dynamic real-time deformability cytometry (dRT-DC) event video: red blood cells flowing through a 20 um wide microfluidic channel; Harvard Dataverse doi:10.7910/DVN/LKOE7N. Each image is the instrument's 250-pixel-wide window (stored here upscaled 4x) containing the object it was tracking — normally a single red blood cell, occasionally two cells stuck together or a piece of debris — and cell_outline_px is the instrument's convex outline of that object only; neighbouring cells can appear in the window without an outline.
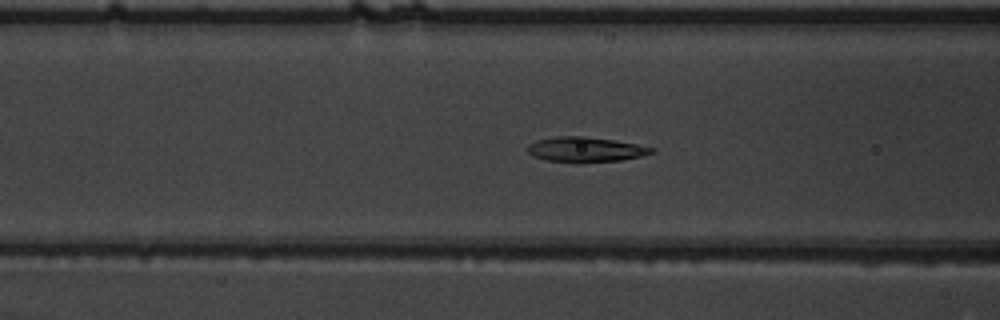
{"species": "common noctule bat (a hibernating species)", "species_latin": "Nyctalus noctula", "temperature_condition": "warm", "stored_images_in_passage": 38, "camera_frame_rate_fps": 3000, "um_per_image_px": 0.085, "animal": {"sex": "male", "body_mass_g": 19.5, "forearm_length_mm": 54.6}, "frame": {"image": 1, "passage_image": 6, "time_ms": 1.667, "image_size_px": [1000, 320], "cell_outline_px": [[656, 152], [640, 156], [620, 160], [576, 164], [548, 160], [532, 156], [528, 152], [528, 144], [536, 140], [556, 136], [584, 136], [612, 140], [636, 144], [656, 148]], "centroid_in_image_um": [49.75, 12.72], "position_along_channel_um": 116.8, "area_um2": 18.32}}
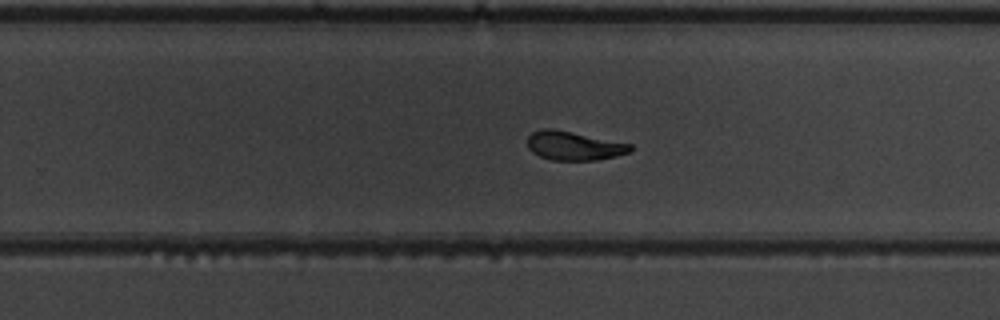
{"frame": {"image": 2, "passage_image": 19, "time_ms": 6.0, "image_size_px": [1000, 320], "cell_outline_px": [[632, 152], [616, 156], [596, 160], [552, 160], [540, 156], [532, 152], [528, 148], [528, 136], [532, 132], [540, 128], [552, 128], [632, 144]], "centroid_in_image_um": [48.78, 12.39], "position_along_channel_um": 281.0, "area_um2": 17.34}}
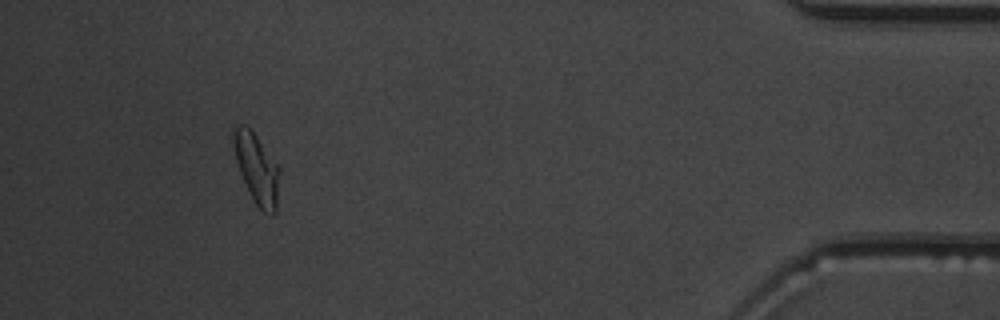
{"frame": {"image": 3, "passage_image": 34, "time_ms": 11.0, "image_size_px": [1000, 320], "cell_outline_px": [[280, 172], [276, 212], [272, 216], [264, 212], [256, 204], [240, 172], [236, 160], [232, 140], [232, 132], [236, 124], [244, 124], [256, 136], [280, 168]], "centroid_in_image_um": [21.83, 14.33], "position_along_channel_um": 413.4, "area_um2": 18.5}, "authors_computed_cell_mechanics": {"area_um2": 17.9758, "velocity_mm_per_s": 3.8082, "shape_relaxation_time_tau1_ms": 4.1034, "shape_relaxation_time_tau2_ms": 2.3445, "deformation_change_tau1": 0.1876, "deformation_change_tau2": 0.0827}}